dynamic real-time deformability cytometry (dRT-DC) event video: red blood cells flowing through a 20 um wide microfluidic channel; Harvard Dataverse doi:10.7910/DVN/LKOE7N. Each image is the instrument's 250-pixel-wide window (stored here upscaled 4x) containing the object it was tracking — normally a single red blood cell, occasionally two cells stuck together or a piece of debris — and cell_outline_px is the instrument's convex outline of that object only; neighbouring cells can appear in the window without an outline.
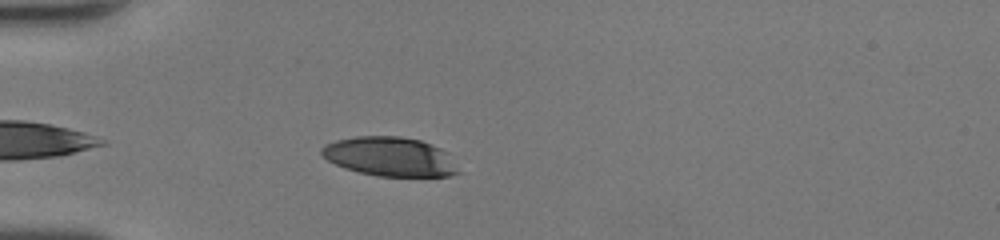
{"species": "human", "species_latin": "Homo sapiens", "temperature_condition": "room temperature", "stored_images_in_passage": 43, "camera_frame_rate_fps": 3000, "um_per_image_px": 0.085, "donor": {"sex": "female"}, "frame": {"image": 1, "passage_image": 10, "time_ms": 3.0, "image_size_px": [1000, 240], "cell_outline_px": [[460, 172], [452, 176], [376, 176], [344, 168], [328, 160], [320, 152], [320, 148], [324, 144], [336, 140], [356, 136], [400, 136], [420, 140], [440, 148], [448, 152]], "centroid_in_image_um": [33.14, 13.31], "position_along_channel_um": 51.9, "area_um2": 31.27}}
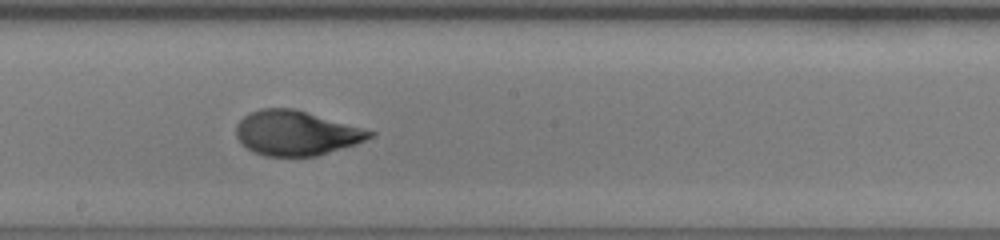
{"frame": {"image": 2, "passage_image": 23, "time_ms": 7.333, "image_size_px": [1000, 240], "cell_outline_px": [[376, 132], [372, 136], [356, 144], [316, 156], [264, 156], [252, 152], [240, 144], [236, 136], [236, 124], [244, 116], [260, 108], [292, 108]], "centroid_in_image_um": [25.11, 11.32], "position_along_channel_um": 223.1, "area_um2": 34.56}}
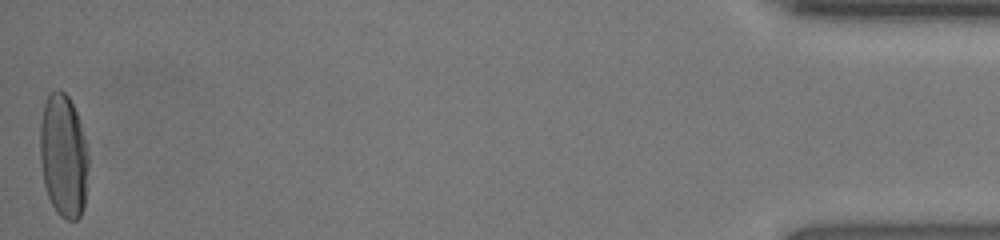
{"frame": {"image": 3, "passage_image": 43, "time_ms": 14.0, "image_size_px": [1000, 240], "cell_outline_px": [[88, 168], [84, 208], [80, 216], [76, 220], [68, 220], [60, 216], [56, 212], [48, 196], [44, 184], [40, 160], [40, 120], [44, 104], [48, 96], [56, 88], [60, 88], [68, 96], [80, 120], [88, 144]], "centroid_in_image_um": [5.41, 13.23], "position_along_channel_um": 429.8, "area_um2": 35.32}, "authors_computed_cell_mechanics": {"area_um2": 34.3332, "velocity_mm_per_s": 4.4203, "shape_relaxation_time_tau1_ms": 4.7628, "shape_relaxation_time_tau2_ms": 0.6059, "deformation_change_tau1": 0.2028, "deformation_change_tau2": 0.0568}}